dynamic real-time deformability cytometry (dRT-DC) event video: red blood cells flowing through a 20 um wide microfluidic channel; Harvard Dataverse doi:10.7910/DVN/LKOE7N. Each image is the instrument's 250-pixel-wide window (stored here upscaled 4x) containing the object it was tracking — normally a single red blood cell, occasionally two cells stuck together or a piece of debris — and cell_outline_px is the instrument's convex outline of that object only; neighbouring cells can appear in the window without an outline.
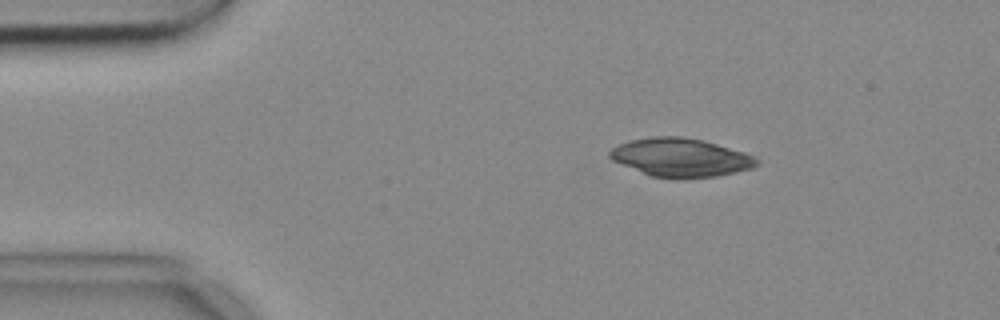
{"species": "common noctule bat (a hibernating species)", "species_latin": "Nyctalus noctula", "temperature_condition": "cold", "stored_images_in_passage": 5, "camera_frame_rate_fps": 3000, "um_per_image_px": 0.085, "animal": {"sex": "female", "body_mass_g": 18.4}, "frame": {"image": 1, "passage_image": 2, "time_ms": 0.333, "image_size_px": [1000, 320], "cell_outline_px": [[756, 164], [752, 168], [716, 176], [652, 176], [612, 160], [608, 156], [608, 152], [612, 148], [620, 144], [632, 140], [652, 136], [680, 136], [704, 140], [744, 152], [752, 156], [756, 160]], "centroid_in_image_um": [57.82, 13.34], "position_along_channel_um": 27.2, "area_um2": 31.91}}